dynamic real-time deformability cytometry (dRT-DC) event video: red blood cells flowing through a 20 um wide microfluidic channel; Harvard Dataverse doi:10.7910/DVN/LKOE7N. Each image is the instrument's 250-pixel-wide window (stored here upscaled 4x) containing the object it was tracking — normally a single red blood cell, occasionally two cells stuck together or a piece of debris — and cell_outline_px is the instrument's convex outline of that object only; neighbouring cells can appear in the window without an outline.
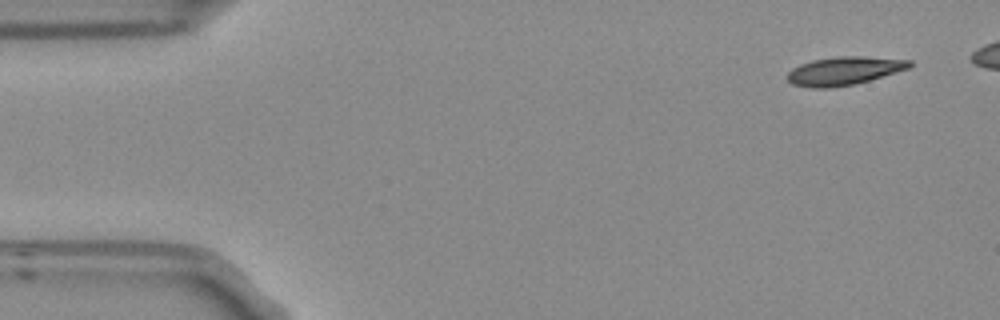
{"species": "Egyptian fruit bat (a non-hibernating species)", "species_latin": "Rousettus aegyptiacus", "temperature_condition": "room temperature", "stored_images_in_passage": 5, "camera_frame_rate_fps": 3000, "um_per_image_px": 0.085, "frame": {"image": 1, "passage_image": 1, "time_ms": 0.0, "image_size_px": [1000, 320], "cell_outline_px": [[912, 64], [908, 68], [856, 84], [828, 88], [812, 88], [792, 84], [784, 76], [792, 68], [800, 64], [812, 60], [836, 56], [864, 56], [912, 60]], "centroid_in_image_um": [71.7, 6.02], "position_along_channel_um": 13.3, "area_um2": 20.23}}